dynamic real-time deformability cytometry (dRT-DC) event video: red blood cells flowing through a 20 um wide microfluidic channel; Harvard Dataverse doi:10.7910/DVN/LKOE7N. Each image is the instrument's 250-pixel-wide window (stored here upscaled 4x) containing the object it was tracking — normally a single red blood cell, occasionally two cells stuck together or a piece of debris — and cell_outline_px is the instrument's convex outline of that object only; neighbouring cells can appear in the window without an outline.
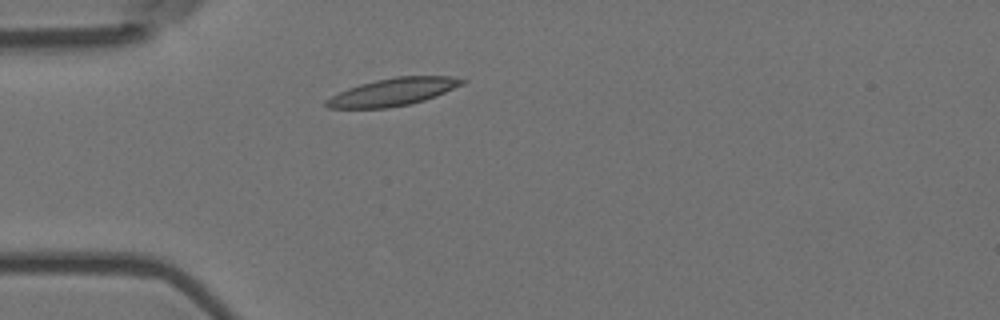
{"species": "Egyptian fruit bat (a non-hibernating species)", "species_latin": "Rousettus aegyptiacus", "temperature_condition": "room temperature", "stored_images_in_passage": 3, "camera_frame_rate_fps": 3000, "um_per_image_px": 0.085, "animal": {"sex": "female"}, "frame": {"image": 1, "passage_image": 3, "time_ms": 0.667, "image_size_px": [1000, 320], "cell_outline_px": [[464, 84], [436, 96], [412, 104], [388, 108], [328, 108], [324, 104], [324, 100], [348, 88], [360, 84], [376, 80], [396, 76], [452, 76], [464, 80]], "centroid_in_image_um": [33.4, 7.82], "position_along_channel_um": 51.6, "area_um2": 21.79}}